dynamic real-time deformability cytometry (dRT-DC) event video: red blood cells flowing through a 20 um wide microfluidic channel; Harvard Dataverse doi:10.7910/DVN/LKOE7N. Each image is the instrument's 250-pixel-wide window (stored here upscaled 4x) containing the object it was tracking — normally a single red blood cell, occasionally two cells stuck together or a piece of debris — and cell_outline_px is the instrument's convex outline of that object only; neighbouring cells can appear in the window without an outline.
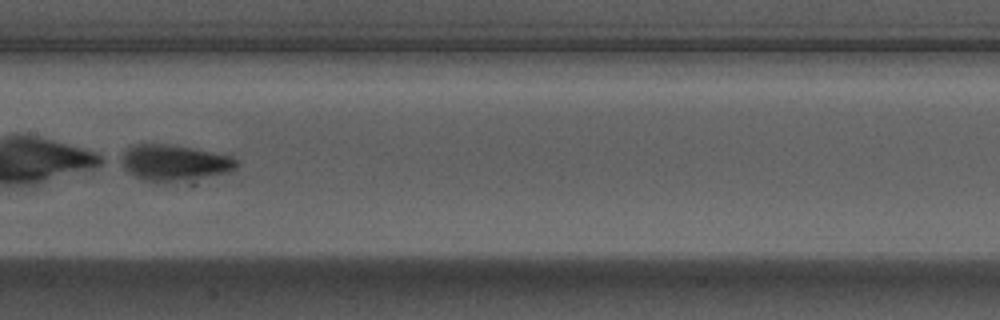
{"species": "Egyptian fruit bat (a non-hibernating species)", "species_latin": "Rousettus aegyptiacus", "temperature_condition": "warm", "stored_images_in_passage": 43, "camera_frame_rate_fps": 3000, "um_per_image_px": 0.085, "animal": {"sex": "male"}, "frame": {"image": 1, "passage_image": 19, "time_ms": 6.0, "image_size_px": [1000, 320], "cell_outline_px": [[240, 164], [236, 168], [228, 172], [192, 184], [156, 184], [144, 180], [128, 172], [116, 160], [128, 148], [136, 144], [168, 144], [192, 148], [228, 156], [236, 160]], "centroid_in_image_um": [14.81, 13.92], "position_along_channel_um": 192.6, "area_um2": 25.55}}